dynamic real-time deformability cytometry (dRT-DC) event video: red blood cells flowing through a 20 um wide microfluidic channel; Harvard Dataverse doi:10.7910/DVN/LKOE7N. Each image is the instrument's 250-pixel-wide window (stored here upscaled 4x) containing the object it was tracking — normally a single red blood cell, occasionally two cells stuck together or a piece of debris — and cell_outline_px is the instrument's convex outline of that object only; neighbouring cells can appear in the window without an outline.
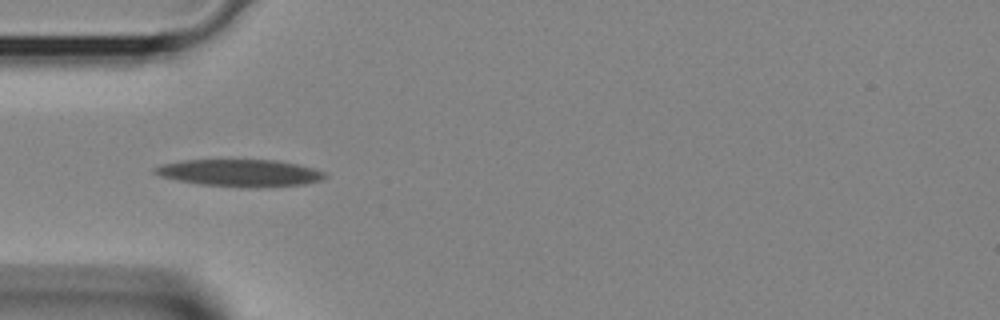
{"species": "Egyptian fruit bat (a non-hibernating species)", "species_latin": "Rousettus aegyptiacus", "temperature_condition": "room temperature", "stored_images_in_passage": 28, "camera_frame_rate_fps": 3000, "um_per_image_px": 0.085, "animal": {"sex": "female"}, "frame": {"image": 1, "passage_image": 1, "time_ms": 0.0, "image_size_px": [1000, 320], "cell_outline_px": [[328, 176], [324, 180], [304, 184], [260, 188], [240, 188], [200, 184], [176, 180], [160, 176], [152, 172], [152, 168], [160, 164], [180, 160], [276, 160], [296, 164], [312, 168], [324, 172]], "centroid_in_image_um": [20.37, 14.71], "position_along_channel_um": 64.6, "area_um2": 27.34}}
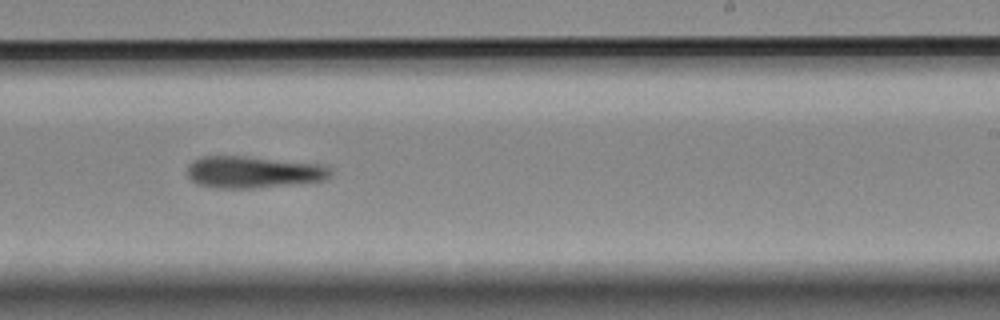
{"frame": {"image": 2, "passage_image": 13, "time_ms": 4.0, "image_size_px": [1000, 320], "cell_outline_px": [[332, 172], [324, 180], [292, 184], [256, 188], [212, 188], [196, 184], [188, 176], [188, 164], [192, 160], [204, 156], [244, 156], [324, 164], [332, 168]], "centroid_in_image_um": [21.52, 14.62], "position_along_channel_um": 267.5, "area_um2": 26.76}}
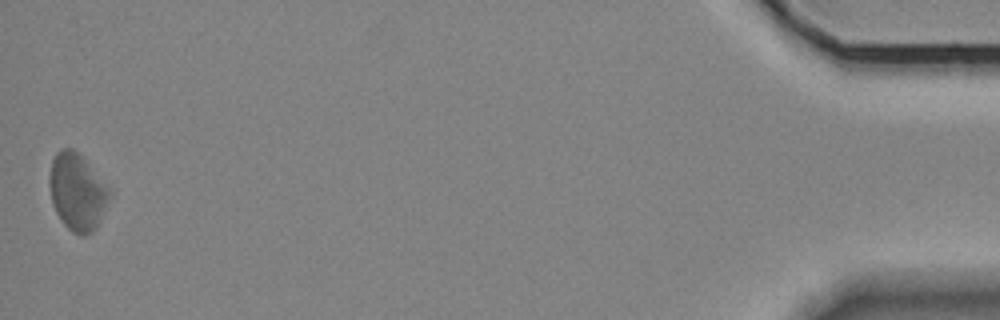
{"frame": {"image": 3, "passage_image": 28, "time_ms": 9.0, "image_size_px": [1000, 320], "cell_outline_px": [[112, 196], [96, 228], [92, 232], [84, 236], [80, 236], [72, 232], [64, 224], [56, 212], [52, 204], [48, 184], [48, 180], [52, 160], [56, 152], [64, 148], [72, 148], [84, 160], [112, 192]], "centroid_in_image_um": [6.55, 16.35], "position_along_channel_um": 428.6, "area_um2": 26.82}}